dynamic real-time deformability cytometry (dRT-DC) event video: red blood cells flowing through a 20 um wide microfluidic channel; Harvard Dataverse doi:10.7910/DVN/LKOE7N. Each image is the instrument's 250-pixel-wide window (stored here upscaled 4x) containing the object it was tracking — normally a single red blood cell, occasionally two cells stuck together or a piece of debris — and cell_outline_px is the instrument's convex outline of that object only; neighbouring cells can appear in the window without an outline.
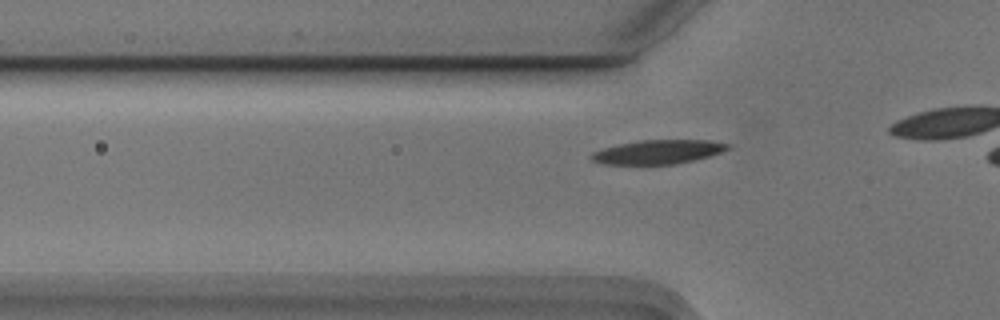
{"species": "Egyptian fruit bat (a non-hibernating species)", "species_latin": "Rousettus aegyptiacus", "temperature_condition": "cold", "stored_images_in_passage": 10, "camera_frame_rate_fps": 3000, "um_per_image_px": 0.085, "animal": {"sex": "male"}, "frame": {"image": 1, "passage_image": 4, "time_ms": 1.0, "image_size_px": [1000, 320], "cell_outline_px": [[732, 148], [708, 156], [676, 164], [600, 164], [592, 160], [588, 156], [592, 152], [604, 148], [620, 144], [640, 140], [712, 140], [732, 144]], "centroid_in_image_um": [55.94, 12.91], "position_along_channel_um": 69.9, "area_um2": 19.13}}
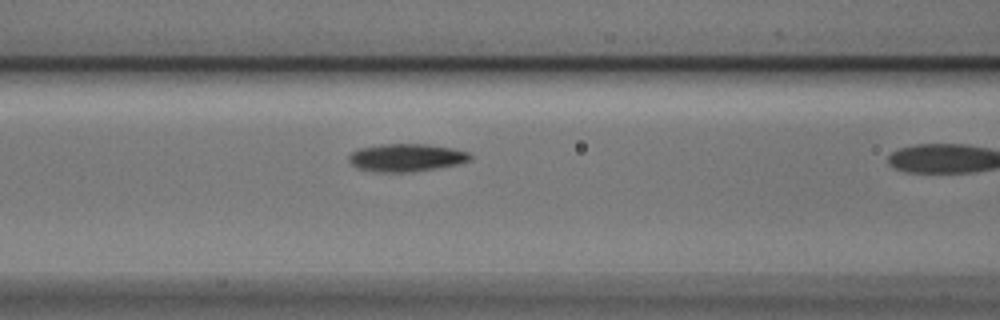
{"frame": {"image": 2, "passage_image": 9, "time_ms": 2.667, "image_size_px": [1000, 320], "cell_outline_px": [[472, 160], [456, 164], [432, 168], [404, 172], [376, 172], [356, 168], [348, 160], [348, 156], [352, 152], [360, 148], [380, 144], [428, 144], [452, 148], [468, 152], [472, 156]], "centroid_in_image_um": [34.5, 13.38], "position_along_channel_um": 132.1, "area_um2": 19.48}}